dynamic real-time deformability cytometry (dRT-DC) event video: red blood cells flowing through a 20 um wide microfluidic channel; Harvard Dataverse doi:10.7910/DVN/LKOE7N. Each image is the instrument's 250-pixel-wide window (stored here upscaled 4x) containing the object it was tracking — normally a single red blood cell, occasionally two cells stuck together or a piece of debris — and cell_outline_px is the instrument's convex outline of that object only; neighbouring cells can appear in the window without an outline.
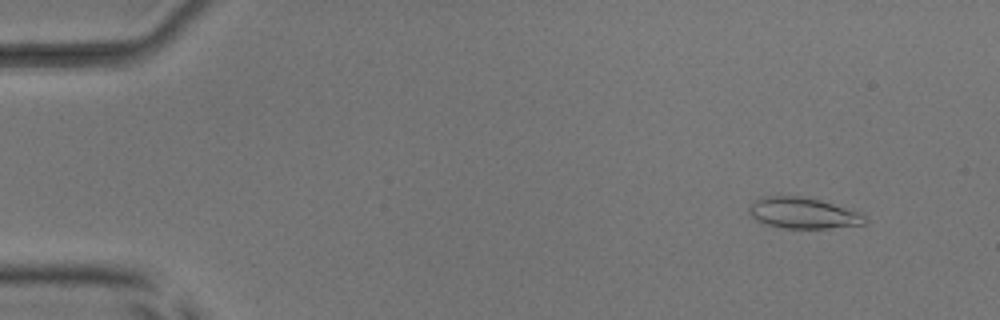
{"species": "common noctule bat (a hibernating species)", "species_latin": "Nyctalus noctula", "temperature_condition": "room temperature", "stored_images_in_passage": 52, "camera_frame_rate_fps": 3000, "um_per_image_px": 0.085, "animal": {"sex": "male", "body_mass_g": 17.9, "forearm_length_mm": 54.2}, "frame": {"image": 1, "passage_image": 5, "time_ms": 1.333, "image_size_px": [1000, 320], "cell_outline_px": [[868, 224], [828, 228], [784, 228], [764, 224], [756, 220], [748, 212], [748, 208], [756, 200], [764, 196], [780, 192], [820, 200], [864, 212], [868, 220]], "centroid_in_image_um": [68.29, 18.08], "position_along_channel_um": 16.7, "area_um2": 21.73}}
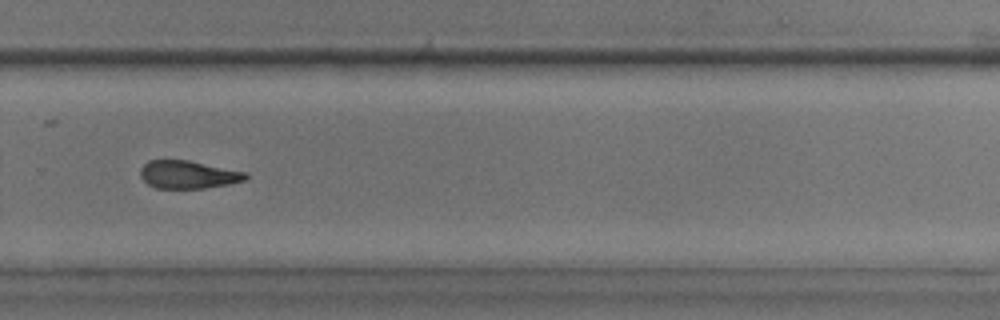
{"frame": {"image": 2, "passage_image": 36, "time_ms": 11.667, "image_size_px": [1000, 320], "cell_outline_px": [[248, 176], [244, 180], [228, 184], [204, 188], [156, 188], [148, 184], [140, 176], [140, 168], [148, 160], [188, 160], [248, 172]], "centroid_in_image_um": [15.98, 14.83], "position_along_channel_um": 313.8, "area_um2": 17.11}}
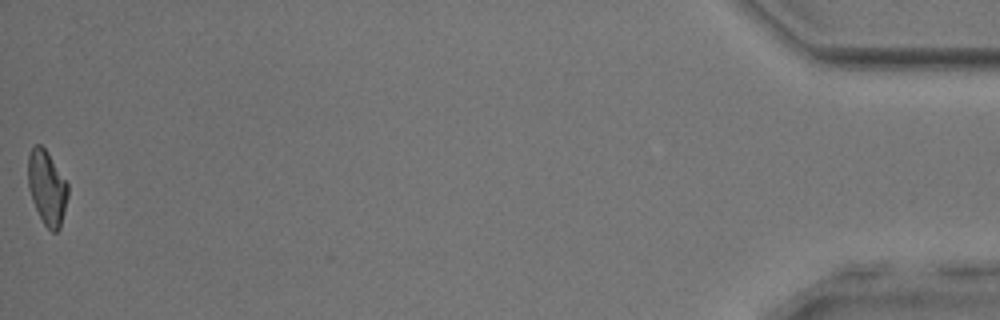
{"frame": {"image": 3, "passage_image": 52, "time_ms": 17.0, "image_size_px": [1000, 320], "cell_outline_px": [[68, 196], [60, 228], [56, 232], [52, 232], [44, 224], [32, 200], [28, 188], [28, 156], [32, 148], [36, 144], [40, 144], [48, 152], [68, 184]], "centroid_in_image_um": [3.99, 15.95], "position_along_channel_um": 431.2, "area_um2": 17.17}, "authors_computed_cell_mechanics": {"area_um2": 18.4671, "velocity_mm_per_s": 3.9977, "shape_relaxation_time_tau1_ms": 4.7952, "shape_relaxation_time_tau2_ms": 3.4233, "deformation_change_tau1": 0.1397, "deformation_change_tau2": 0.1242}}